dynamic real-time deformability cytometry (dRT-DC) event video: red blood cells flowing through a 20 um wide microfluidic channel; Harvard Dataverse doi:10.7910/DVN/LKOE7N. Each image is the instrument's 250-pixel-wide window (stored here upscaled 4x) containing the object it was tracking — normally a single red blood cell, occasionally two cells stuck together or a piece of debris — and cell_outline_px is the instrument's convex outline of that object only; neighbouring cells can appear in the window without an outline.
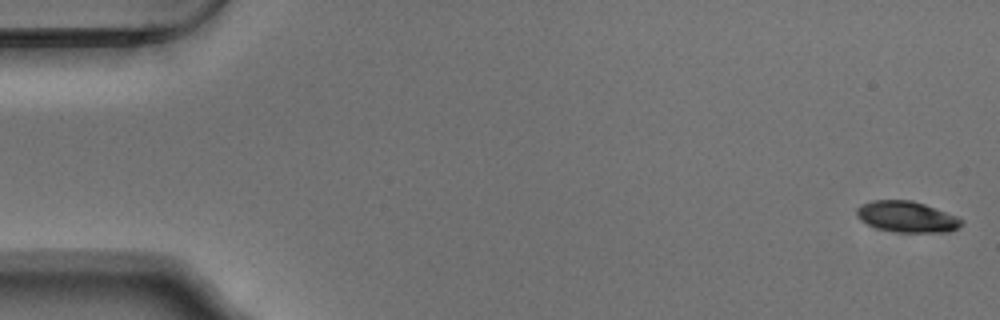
{"species": "Egyptian fruit bat (a non-hibernating species)", "species_latin": "Rousettus aegyptiacus", "temperature_condition": "warm", "stored_images_in_passage": 54, "camera_frame_rate_fps": 3000, "um_per_image_px": 0.085, "animal": {"sex": "male"}, "frame": {"image": 1, "passage_image": 1, "time_ms": 0.0, "image_size_px": [1000, 320], "cell_outline_px": [[964, 224], [948, 232], [892, 232], [876, 228], [860, 220], [856, 216], [856, 208], [860, 204], [872, 200], [912, 200], [924, 204], [956, 216], [964, 220]], "centroid_in_image_um": [77.05, 18.43], "position_along_channel_um": 8.0, "area_um2": 19.07}}
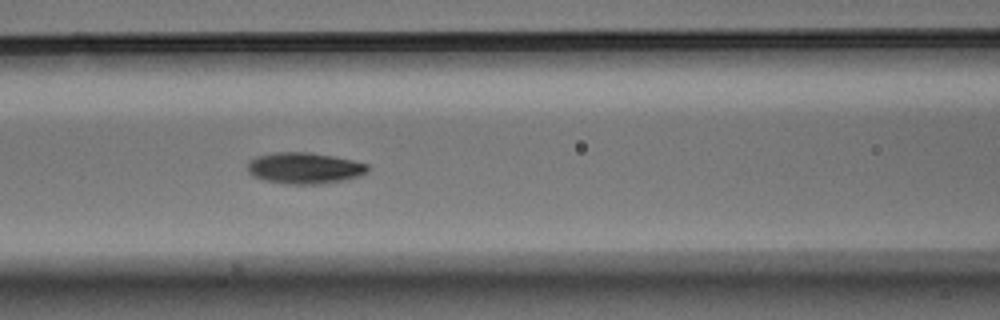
{"frame": {"image": 2, "passage_image": 23, "time_ms": 7.333, "image_size_px": [1000, 320], "cell_outline_px": [[368, 172], [360, 176], [320, 184], [284, 184], [264, 180], [252, 176], [248, 172], [248, 160], [256, 156], [276, 152], [308, 152], [332, 156], [352, 160], [368, 164]], "centroid_in_image_um": [25.84, 14.29], "position_along_channel_um": 140.8, "area_um2": 21.91}}
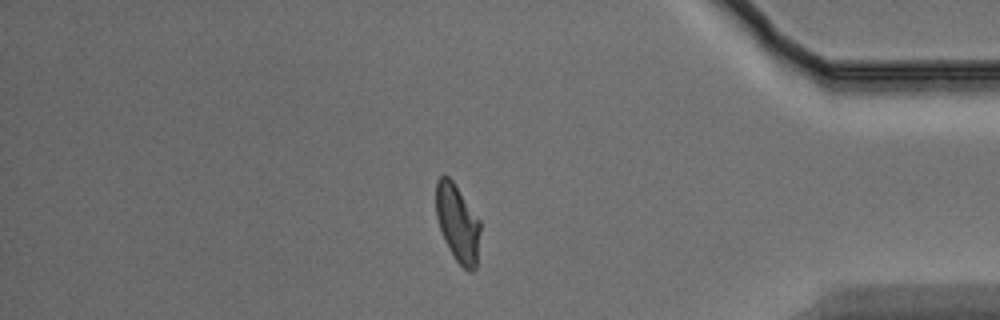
{"frame": {"image": 3, "passage_image": 46, "time_ms": 15.0, "image_size_px": [1000, 320], "cell_outline_px": [[480, 232], [476, 268], [472, 272], [468, 272], [456, 260], [448, 248], [444, 240], [436, 216], [436, 180], [440, 176], [448, 176], [452, 180], [480, 220]], "centroid_in_image_um": [38.9, 18.98], "position_along_channel_um": 396.3, "area_um2": 19.94}, "authors_computed_cell_mechanics": {"area_um2": 20.6057, "velocity_mm_per_s": 3.7247, "shape_relaxation_time_tau1_ms": 4.9782, "shape_relaxation_time_tau2_ms": 2.4053, "deformation_change_tau1": 0.1707, "deformation_change_tau2": 0.0705}}